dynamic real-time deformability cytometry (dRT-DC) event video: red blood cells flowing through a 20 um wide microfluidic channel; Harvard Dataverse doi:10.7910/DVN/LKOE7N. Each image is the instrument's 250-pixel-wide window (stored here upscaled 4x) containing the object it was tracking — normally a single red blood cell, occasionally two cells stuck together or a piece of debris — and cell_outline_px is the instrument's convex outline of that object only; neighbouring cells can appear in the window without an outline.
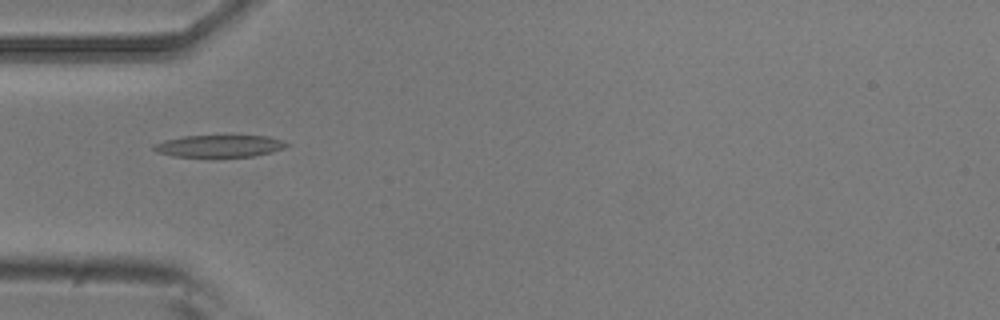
{"species": "common noctule bat (a hibernating species)", "species_latin": "Nyctalus noctula", "temperature_condition": "room temperature", "stored_images_in_passage": 6, "camera_frame_rate_fps": 3000, "um_per_image_px": 0.085, "animal": {"sex": "male", "body_mass_g": 20.5, "forearm_length_mm": 52.5}, "frame": {"image": 1, "passage_image": 4, "time_ms": 1.0, "image_size_px": [1000, 320], "cell_outline_px": [[292, 144], [284, 148], [272, 152], [252, 156], [216, 160], [212, 160], [172, 156], [156, 152], [152, 148], [156, 144], [164, 140], [184, 136], [268, 136]], "centroid_in_image_um": [18.62, 12.47], "position_along_channel_um": 66.4, "area_um2": 18.03}}
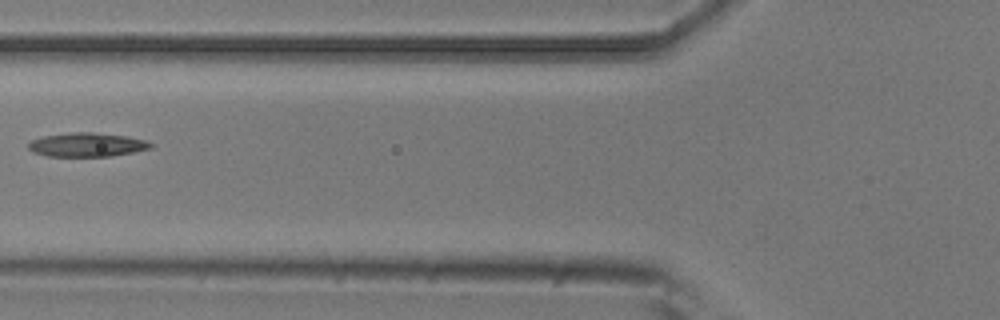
{"frame": {"image": 2, "passage_image": 5, "time_ms": 1.333, "image_size_px": [1000, 320], "cell_outline_px": [[156, 144], [152, 148], [112, 156], [48, 156], [32, 152], [28, 148], [28, 144], [32, 140], [44, 136], [72, 132], [92, 132], [128, 136], [148, 140]], "centroid_in_image_um": [7.45, 12.3], "position_along_channel_um": 118.3, "area_um2": 17.17}}
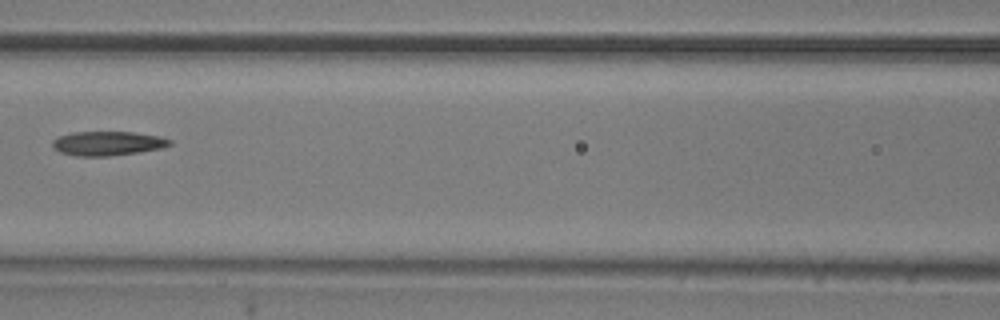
{"frame": {"image": 3, "passage_image": 6, "time_ms": 1.667, "image_size_px": [1000, 320], "cell_outline_px": [[172, 144], [160, 148], [136, 152], [108, 156], [76, 156], [60, 152], [52, 148], [52, 140], [60, 136], [72, 132], [132, 132], [160, 136], [172, 140]], "centroid_in_image_um": [9.12, 12.18], "position_along_channel_um": 157.5, "area_um2": 16.47}}